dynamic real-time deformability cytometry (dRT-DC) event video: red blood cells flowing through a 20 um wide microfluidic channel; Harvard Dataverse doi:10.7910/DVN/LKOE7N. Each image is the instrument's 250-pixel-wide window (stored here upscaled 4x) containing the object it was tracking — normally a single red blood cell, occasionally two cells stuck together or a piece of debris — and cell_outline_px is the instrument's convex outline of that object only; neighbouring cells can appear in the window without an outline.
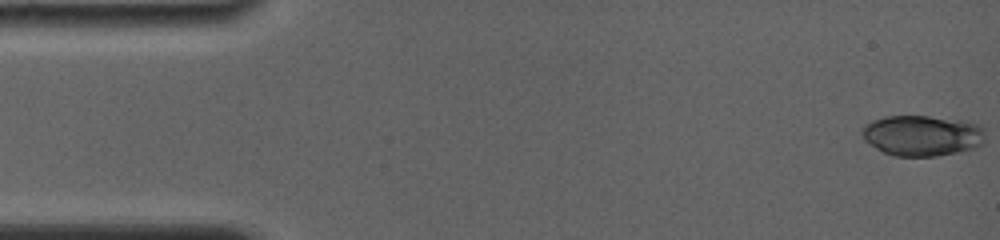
{"species": "common noctule bat (a hibernating species)", "species_latin": "Nyctalus noctula", "temperature_condition": "room temperature", "stored_images_in_passage": 9, "camera_frame_rate_fps": 4000, "um_per_image_px": 0.085, "animal": {"sex": "female", "body_mass_g": 19.0, "forearm_length_mm": 56.7}, "frame": {"image": 1, "passage_image": 1, "time_ms": 0.0, "image_size_px": [1000, 240], "cell_outline_px": [[984, 140], [980, 144], [972, 148], [956, 152], [936, 156], [892, 156], [876, 148], [864, 140], [860, 132], [860, 128], [864, 124], [872, 120], [884, 116], [928, 116], [960, 120], [976, 124], [984, 128]], "centroid_in_image_um": [78.31, 11.51], "position_along_channel_um": 6.7, "area_um2": 29.25}}
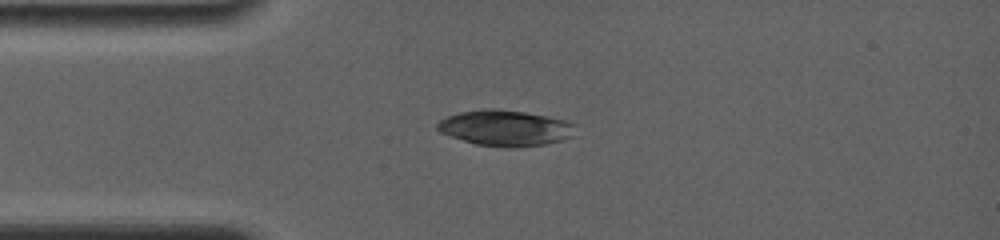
{"frame": {"image": 2, "passage_image": 8, "time_ms": 3.75, "image_size_px": [1000, 240], "cell_outline_px": [[576, 124], [572, 136], [564, 140], [544, 144], [508, 148], [504, 148], [476, 144], [448, 136], [440, 132], [436, 128], [436, 124], [440, 120], [448, 116], [460, 112], [488, 108], [496, 108], [524, 112], [564, 120]], "centroid_in_image_um": [42.92, 10.89], "position_along_channel_um": 42.1, "area_um2": 28.78}}